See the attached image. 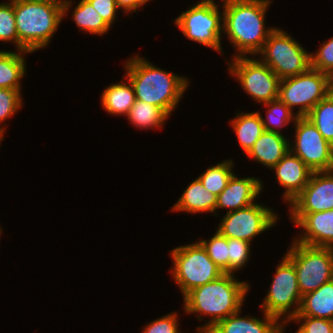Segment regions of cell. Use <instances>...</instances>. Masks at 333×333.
Masks as SVG:
<instances>
[{
	"mask_svg": "<svg viewBox=\"0 0 333 333\" xmlns=\"http://www.w3.org/2000/svg\"><path fill=\"white\" fill-rule=\"evenodd\" d=\"M249 289L248 282L238 281L235 274L224 273L216 280L188 292L183 297L184 312L198 313V320L208 315L210 319L207 323L197 327L198 333H207L219 321L242 310Z\"/></svg>",
	"mask_w": 333,
	"mask_h": 333,
	"instance_id": "1",
	"label": "cell"
},
{
	"mask_svg": "<svg viewBox=\"0 0 333 333\" xmlns=\"http://www.w3.org/2000/svg\"><path fill=\"white\" fill-rule=\"evenodd\" d=\"M271 0H230L222 2L223 33L237 50L232 58L258 55L275 29L265 26Z\"/></svg>",
	"mask_w": 333,
	"mask_h": 333,
	"instance_id": "2",
	"label": "cell"
},
{
	"mask_svg": "<svg viewBox=\"0 0 333 333\" xmlns=\"http://www.w3.org/2000/svg\"><path fill=\"white\" fill-rule=\"evenodd\" d=\"M124 65L125 77L133 85L136 100L157 106L170 116L183 98L190 81L153 65L140 55L131 56Z\"/></svg>",
	"mask_w": 333,
	"mask_h": 333,
	"instance_id": "3",
	"label": "cell"
},
{
	"mask_svg": "<svg viewBox=\"0 0 333 333\" xmlns=\"http://www.w3.org/2000/svg\"><path fill=\"white\" fill-rule=\"evenodd\" d=\"M72 3V0H14L18 51L33 53L47 47Z\"/></svg>",
	"mask_w": 333,
	"mask_h": 333,
	"instance_id": "4",
	"label": "cell"
},
{
	"mask_svg": "<svg viewBox=\"0 0 333 333\" xmlns=\"http://www.w3.org/2000/svg\"><path fill=\"white\" fill-rule=\"evenodd\" d=\"M170 255L173 260L170 272L183 297L192 289L224 274L197 241L172 249Z\"/></svg>",
	"mask_w": 333,
	"mask_h": 333,
	"instance_id": "5",
	"label": "cell"
},
{
	"mask_svg": "<svg viewBox=\"0 0 333 333\" xmlns=\"http://www.w3.org/2000/svg\"><path fill=\"white\" fill-rule=\"evenodd\" d=\"M285 255L293 262L302 296L333 279V248L304 245L293 239Z\"/></svg>",
	"mask_w": 333,
	"mask_h": 333,
	"instance_id": "6",
	"label": "cell"
},
{
	"mask_svg": "<svg viewBox=\"0 0 333 333\" xmlns=\"http://www.w3.org/2000/svg\"><path fill=\"white\" fill-rule=\"evenodd\" d=\"M279 263L272 278L270 289L260 307L262 312L275 317L278 321L282 319L281 323L286 327L287 323L291 322V319L298 314L302 295L299 291L293 262L284 255ZM293 307L294 309H292Z\"/></svg>",
	"mask_w": 333,
	"mask_h": 333,
	"instance_id": "7",
	"label": "cell"
},
{
	"mask_svg": "<svg viewBox=\"0 0 333 333\" xmlns=\"http://www.w3.org/2000/svg\"><path fill=\"white\" fill-rule=\"evenodd\" d=\"M258 54L262 55L259 59L280 79L299 75L311 67V53L293 39L292 35L277 27L270 33Z\"/></svg>",
	"mask_w": 333,
	"mask_h": 333,
	"instance_id": "8",
	"label": "cell"
},
{
	"mask_svg": "<svg viewBox=\"0 0 333 333\" xmlns=\"http://www.w3.org/2000/svg\"><path fill=\"white\" fill-rule=\"evenodd\" d=\"M216 1L202 0L183 11L174 24L191 41L200 43L221 54L223 11Z\"/></svg>",
	"mask_w": 333,
	"mask_h": 333,
	"instance_id": "9",
	"label": "cell"
},
{
	"mask_svg": "<svg viewBox=\"0 0 333 333\" xmlns=\"http://www.w3.org/2000/svg\"><path fill=\"white\" fill-rule=\"evenodd\" d=\"M330 93L329 75L313 68L299 75L280 80L279 99L296 115L305 117L312 108Z\"/></svg>",
	"mask_w": 333,
	"mask_h": 333,
	"instance_id": "10",
	"label": "cell"
},
{
	"mask_svg": "<svg viewBox=\"0 0 333 333\" xmlns=\"http://www.w3.org/2000/svg\"><path fill=\"white\" fill-rule=\"evenodd\" d=\"M228 65L230 75L256 102L263 105L278 99L281 79L260 59L240 56L233 58Z\"/></svg>",
	"mask_w": 333,
	"mask_h": 333,
	"instance_id": "11",
	"label": "cell"
},
{
	"mask_svg": "<svg viewBox=\"0 0 333 333\" xmlns=\"http://www.w3.org/2000/svg\"><path fill=\"white\" fill-rule=\"evenodd\" d=\"M294 141L290 151L299 157L312 172L333 170V146L306 117H297Z\"/></svg>",
	"mask_w": 333,
	"mask_h": 333,
	"instance_id": "12",
	"label": "cell"
},
{
	"mask_svg": "<svg viewBox=\"0 0 333 333\" xmlns=\"http://www.w3.org/2000/svg\"><path fill=\"white\" fill-rule=\"evenodd\" d=\"M268 206L253 203L245 208L226 213L217 231L226 238L252 242L257 235L277 224L279 215ZM276 223V224H275Z\"/></svg>",
	"mask_w": 333,
	"mask_h": 333,
	"instance_id": "13",
	"label": "cell"
},
{
	"mask_svg": "<svg viewBox=\"0 0 333 333\" xmlns=\"http://www.w3.org/2000/svg\"><path fill=\"white\" fill-rule=\"evenodd\" d=\"M289 205V214L332 210L333 170L312 172L308 184Z\"/></svg>",
	"mask_w": 333,
	"mask_h": 333,
	"instance_id": "14",
	"label": "cell"
},
{
	"mask_svg": "<svg viewBox=\"0 0 333 333\" xmlns=\"http://www.w3.org/2000/svg\"><path fill=\"white\" fill-rule=\"evenodd\" d=\"M294 226L302 227V234L295 241L315 247L333 248V209L315 213H291ZM298 238V239H297Z\"/></svg>",
	"mask_w": 333,
	"mask_h": 333,
	"instance_id": "15",
	"label": "cell"
},
{
	"mask_svg": "<svg viewBox=\"0 0 333 333\" xmlns=\"http://www.w3.org/2000/svg\"><path fill=\"white\" fill-rule=\"evenodd\" d=\"M263 183L259 178H238L235 173L228 180L226 188L217 196L216 209H228L227 213L245 208L253 203L263 191Z\"/></svg>",
	"mask_w": 333,
	"mask_h": 333,
	"instance_id": "16",
	"label": "cell"
},
{
	"mask_svg": "<svg viewBox=\"0 0 333 333\" xmlns=\"http://www.w3.org/2000/svg\"><path fill=\"white\" fill-rule=\"evenodd\" d=\"M271 170L276 173L278 184L285 188L282 196L288 205L302 192L312 174L308 166L291 151Z\"/></svg>",
	"mask_w": 333,
	"mask_h": 333,
	"instance_id": "17",
	"label": "cell"
},
{
	"mask_svg": "<svg viewBox=\"0 0 333 333\" xmlns=\"http://www.w3.org/2000/svg\"><path fill=\"white\" fill-rule=\"evenodd\" d=\"M241 310L219 321L207 333H284L285 327L275 317L263 312V320L254 316L242 317ZM279 322V323H278Z\"/></svg>",
	"mask_w": 333,
	"mask_h": 333,
	"instance_id": "18",
	"label": "cell"
},
{
	"mask_svg": "<svg viewBox=\"0 0 333 333\" xmlns=\"http://www.w3.org/2000/svg\"><path fill=\"white\" fill-rule=\"evenodd\" d=\"M289 141L283 133L264 131L246 155L271 170L290 151Z\"/></svg>",
	"mask_w": 333,
	"mask_h": 333,
	"instance_id": "19",
	"label": "cell"
},
{
	"mask_svg": "<svg viewBox=\"0 0 333 333\" xmlns=\"http://www.w3.org/2000/svg\"><path fill=\"white\" fill-rule=\"evenodd\" d=\"M217 205V196L207 191L199 178L192 181L188 187L183 191L181 197L171 208V211L187 212V213H204L215 212Z\"/></svg>",
	"mask_w": 333,
	"mask_h": 333,
	"instance_id": "20",
	"label": "cell"
},
{
	"mask_svg": "<svg viewBox=\"0 0 333 333\" xmlns=\"http://www.w3.org/2000/svg\"><path fill=\"white\" fill-rule=\"evenodd\" d=\"M296 316H311L333 320V279L317 290L302 296Z\"/></svg>",
	"mask_w": 333,
	"mask_h": 333,
	"instance_id": "21",
	"label": "cell"
},
{
	"mask_svg": "<svg viewBox=\"0 0 333 333\" xmlns=\"http://www.w3.org/2000/svg\"><path fill=\"white\" fill-rule=\"evenodd\" d=\"M122 79L119 83L106 87L101 94V104L108 114L127 116L129 110L135 103V91L130 80Z\"/></svg>",
	"mask_w": 333,
	"mask_h": 333,
	"instance_id": "22",
	"label": "cell"
},
{
	"mask_svg": "<svg viewBox=\"0 0 333 333\" xmlns=\"http://www.w3.org/2000/svg\"><path fill=\"white\" fill-rule=\"evenodd\" d=\"M236 114L230 121V125L237 136L240 147L247 154L264 132L260 112L240 113L236 111Z\"/></svg>",
	"mask_w": 333,
	"mask_h": 333,
	"instance_id": "23",
	"label": "cell"
},
{
	"mask_svg": "<svg viewBox=\"0 0 333 333\" xmlns=\"http://www.w3.org/2000/svg\"><path fill=\"white\" fill-rule=\"evenodd\" d=\"M24 51H0V88L21 90V80L25 76L26 61Z\"/></svg>",
	"mask_w": 333,
	"mask_h": 333,
	"instance_id": "24",
	"label": "cell"
},
{
	"mask_svg": "<svg viewBox=\"0 0 333 333\" xmlns=\"http://www.w3.org/2000/svg\"><path fill=\"white\" fill-rule=\"evenodd\" d=\"M169 116L159 107L135 100L127 114V119L138 129L161 128Z\"/></svg>",
	"mask_w": 333,
	"mask_h": 333,
	"instance_id": "25",
	"label": "cell"
},
{
	"mask_svg": "<svg viewBox=\"0 0 333 333\" xmlns=\"http://www.w3.org/2000/svg\"><path fill=\"white\" fill-rule=\"evenodd\" d=\"M72 14L80 31L102 36L111 28L87 0H80Z\"/></svg>",
	"mask_w": 333,
	"mask_h": 333,
	"instance_id": "26",
	"label": "cell"
},
{
	"mask_svg": "<svg viewBox=\"0 0 333 333\" xmlns=\"http://www.w3.org/2000/svg\"><path fill=\"white\" fill-rule=\"evenodd\" d=\"M333 146V94H328L305 116Z\"/></svg>",
	"mask_w": 333,
	"mask_h": 333,
	"instance_id": "27",
	"label": "cell"
},
{
	"mask_svg": "<svg viewBox=\"0 0 333 333\" xmlns=\"http://www.w3.org/2000/svg\"><path fill=\"white\" fill-rule=\"evenodd\" d=\"M233 163L232 159H227L209 167L205 172L200 174L198 178L204 188L215 196H218L226 188L228 180L235 173L232 170Z\"/></svg>",
	"mask_w": 333,
	"mask_h": 333,
	"instance_id": "28",
	"label": "cell"
},
{
	"mask_svg": "<svg viewBox=\"0 0 333 333\" xmlns=\"http://www.w3.org/2000/svg\"><path fill=\"white\" fill-rule=\"evenodd\" d=\"M264 106H268L266 111V117L261 116L264 131L282 133L280 130L290 122H295L298 117L296 113L285 104L279 98L270 102L264 103Z\"/></svg>",
	"mask_w": 333,
	"mask_h": 333,
	"instance_id": "29",
	"label": "cell"
},
{
	"mask_svg": "<svg viewBox=\"0 0 333 333\" xmlns=\"http://www.w3.org/2000/svg\"><path fill=\"white\" fill-rule=\"evenodd\" d=\"M206 250L209 258L224 272L228 273V238L217 230L209 240L198 241Z\"/></svg>",
	"mask_w": 333,
	"mask_h": 333,
	"instance_id": "30",
	"label": "cell"
},
{
	"mask_svg": "<svg viewBox=\"0 0 333 333\" xmlns=\"http://www.w3.org/2000/svg\"><path fill=\"white\" fill-rule=\"evenodd\" d=\"M10 1V2H9ZM0 3V41L15 43L18 51V33L15 24L14 0Z\"/></svg>",
	"mask_w": 333,
	"mask_h": 333,
	"instance_id": "31",
	"label": "cell"
},
{
	"mask_svg": "<svg viewBox=\"0 0 333 333\" xmlns=\"http://www.w3.org/2000/svg\"><path fill=\"white\" fill-rule=\"evenodd\" d=\"M21 90L0 88V123L12 117L23 106ZM0 124V133L4 134L6 124Z\"/></svg>",
	"mask_w": 333,
	"mask_h": 333,
	"instance_id": "32",
	"label": "cell"
},
{
	"mask_svg": "<svg viewBox=\"0 0 333 333\" xmlns=\"http://www.w3.org/2000/svg\"><path fill=\"white\" fill-rule=\"evenodd\" d=\"M251 243L239 239L228 238V273L234 274L246 265L249 260Z\"/></svg>",
	"mask_w": 333,
	"mask_h": 333,
	"instance_id": "33",
	"label": "cell"
},
{
	"mask_svg": "<svg viewBox=\"0 0 333 333\" xmlns=\"http://www.w3.org/2000/svg\"><path fill=\"white\" fill-rule=\"evenodd\" d=\"M310 53L311 68L327 75L333 73V37L324 41L316 52Z\"/></svg>",
	"mask_w": 333,
	"mask_h": 333,
	"instance_id": "34",
	"label": "cell"
},
{
	"mask_svg": "<svg viewBox=\"0 0 333 333\" xmlns=\"http://www.w3.org/2000/svg\"><path fill=\"white\" fill-rule=\"evenodd\" d=\"M293 320L301 324L295 333H333V320L311 316H295Z\"/></svg>",
	"mask_w": 333,
	"mask_h": 333,
	"instance_id": "35",
	"label": "cell"
},
{
	"mask_svg": "<svg viewBox=\"0 0 333 333\" xmlns=\"http://www.w3.org/2000/svg\"><path fill=\"white\" fill-rule=\"evenodd\" d=\"M178 314L172 312L144 326L142 333H183L179 330Z\"/></svg>",
	"mask_w": 333,
	"mask_h": 333,
	"instance_id": "36",
	"label": "cell"
},
{
	"mask_svg": "<svg viewBox=\"0 0 333 333\" xmlns=\"http://www.w3.org/2000/svg\"><path fill=\"white\" fill-rule=\"evenodd\" d=\"M98 14L104 19V21L112 27L114 21H116V12L119 10L115 0H87Z\"/></svg>",
	"mask_w": 333,
	"mask_h": 333,
	"instance_id": "37",
	"label": "cell"
},
{
	"mask_svg": "<svg viewBox=\"0 0 333 333\" xmlns=\"http://www.w3.org/2000/svg\"><path fill=\"white\" fill-rule=\"evenodd\" d=\"M118 8L122 9L125 13L128 14L134 13L139 9V0H115Z\"/></svg>",
	"mask_w": 333,
	"mask_h": 333,
	"instance_id": "38",
	"label": "cell"
},
{
	"mask_svg": "<svg viewBox=\"0 0 333 333\" xmlns=\"http://www.w3.org/2000/svg\"><path fill=\"white\" fill-rule=\"evenodd\" d=\"M330 94H333V73L329 75Z\"/></svg>",
	"mask_w": 333,
	"mask_h": 333,
	"instance_id": "39",
	"label": "cell"
},
{
	"mask_svg": "<svg viewBox=\"0 0 333 333\" xmlns=\"http://www.w3.org/2000/svg\"><path fill=\"white\" fill-rule=\"evenodd\" d=\"M150 0H139V8L148 3Z\"/></svg>",
	"mask_w": 333,
	"mask_h": 333,
	"instance_id": "40",
	"label": "cell"
},
{
	"mask_svg": "<svg viewBox=\"0 0 333 333\" xmlns=\"http://www.w3.org/2000/svg\"><path fill=\"white\" fill-rule=\"evenodd\" d=\"M3 137H4V135L2 133H0V144H1V141L4 139Z\"/></svg>",
	"mask_w": 333,
	"mask_h": 333,
	"instance_id": "41",
	"label": "cell"
},
{
	"mask_svg": "<svg viewBox=\"0 0 333 333\" xmlns=\"http://www.w3.org/2000/svg\"><path fill=\"white\" fill-rule=\"evenodd\" d=\"M25 1H50V0H25Z\"/></svg>",
	"mask_w": 333,
	"mask_h": 333,
	"instance_id": "42",
	"label": "cell"
}]
</instances>
